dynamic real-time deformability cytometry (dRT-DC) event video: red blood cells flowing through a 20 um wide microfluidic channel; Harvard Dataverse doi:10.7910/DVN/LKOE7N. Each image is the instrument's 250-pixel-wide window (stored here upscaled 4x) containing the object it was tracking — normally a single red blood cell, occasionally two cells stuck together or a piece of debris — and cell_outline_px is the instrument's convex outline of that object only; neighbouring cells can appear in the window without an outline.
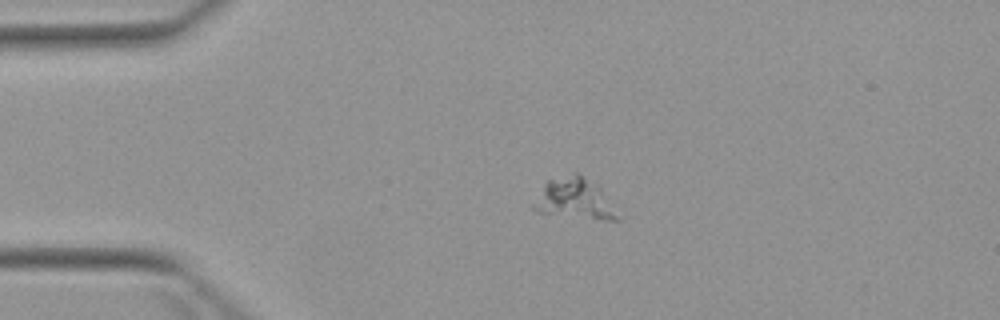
{"species": "Egyptian fruit bat (a non-hibernating species)", "species_latin": "Rousettus aegyptiacus", "temperature_condition": "warm", "stored_images_in_passage": 3, "camera_frame_rate_fps": 3000, "um_per_image_px": 0.085, "animal": {"sex": "female"}, "frame": {"image": 1, "passage_image": 1, "time_ms": 0.0, "image_size_px": [1000, 320], "cell_outline_px": [[620, 220], [604, 220], [536, 212], [532, 208], [532, 204], [544, 184], [548, 180], [572, 172], [576, 172], [600, 188], [620, 216]], "centroid_in_image_um": [48.82, 16.9], "position_along_channel_um": 36.2, "area_um2": 19.65}}